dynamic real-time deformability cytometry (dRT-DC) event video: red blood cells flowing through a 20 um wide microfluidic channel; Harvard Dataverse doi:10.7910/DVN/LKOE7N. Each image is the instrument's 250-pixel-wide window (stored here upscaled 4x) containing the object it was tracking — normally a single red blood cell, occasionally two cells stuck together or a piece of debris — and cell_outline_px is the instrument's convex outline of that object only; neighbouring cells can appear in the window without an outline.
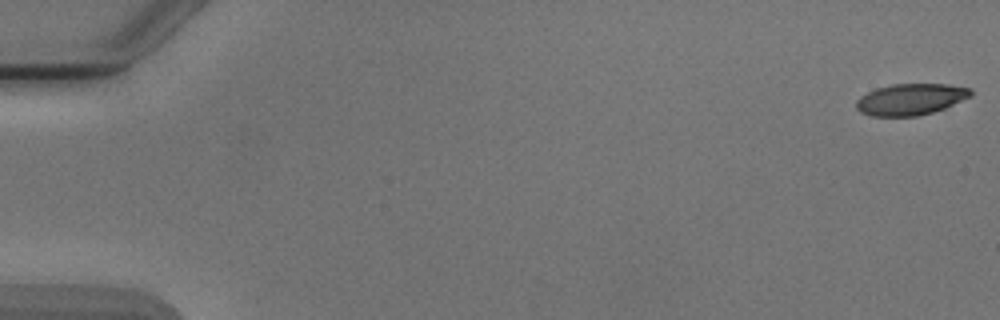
{"species": "Egyptian fruit bat (a non-hibernating species)", "species_latin": "Rousettus aegyptiacus", "temperature_condition": "cold", "stored_images_in_passage": 2, "camera_frame_rate_fps": 3000, "um_per_image_px": 0.085, "animal": {"sex": "male"}, "frame": {"image": 1, "passage_image": 1, "time_ms": 0.0, "image_size_px": [1000, 320], "cell_outline_px": [[972, 96], [944, 108], [932, 112], [916, 116], [872, 116], [860, 112], [856, 108], [856, 100], [860, 96], [876, 88], [892, 84], [948, 84], [972, 88]], "centroid_in_image_um": [77.4, 8.43], "position_along_channel_um": 7.6, "area_um2": 20.98}}